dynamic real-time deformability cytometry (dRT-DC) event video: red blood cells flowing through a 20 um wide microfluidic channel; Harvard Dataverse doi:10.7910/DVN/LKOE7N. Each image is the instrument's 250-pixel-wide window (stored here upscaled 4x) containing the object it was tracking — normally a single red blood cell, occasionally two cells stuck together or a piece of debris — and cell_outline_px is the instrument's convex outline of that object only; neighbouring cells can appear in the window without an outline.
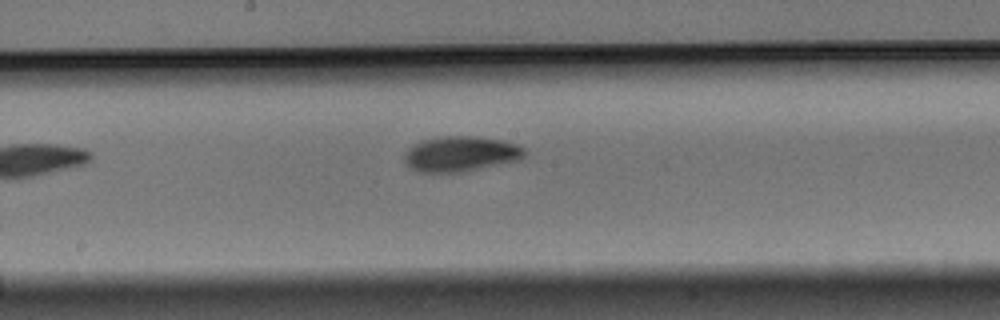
{"species": "Egyptian fruit bat (a non-hibernating species)", "species_latin": "Rousettus aegyptiacus", "temperature_condition": "warm", "stored_images_in_passage": 7, "camera_frame_rate_fps": 3000, "um_per_image_px": 0.085, "animal": {"sex": "male"}, "frame": {"image": 1, "passage_image": 7, "time_ms": 2.0, "image_size_px": [1000, 320], "cell_outline_px": [[524, 156], [520, 160], [460, 172], [420, 172], [408, 168], [404, 160], [404, 156], [408, 148], [420, 140], [440, 136], [476, 136], [504, 140], [516, 144], [524, 148]], "centroid_in_image_um": [39.13, 13.07], "position_along_channel_um": 209.1, "area_um2": 24.85}}